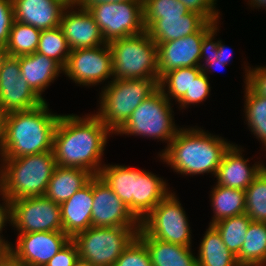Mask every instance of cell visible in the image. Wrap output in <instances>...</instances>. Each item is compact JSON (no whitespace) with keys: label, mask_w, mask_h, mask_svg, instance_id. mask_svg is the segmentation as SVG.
<instances>
[{"label":"cell","mask_w":266,"mask_h":266,"mask_svg":"<svg viewBox=\"0 0 266 266\" xmlns=\"http://www.w3.org/2000/svg\"><path fill=\"white\" fill-rule=\"evenodd\" d=\"M244 91L245 121L266 150V98L255 94L246 84Z\"/></svg>","instance_id":"obj_32"},{"label":"cell","mask_w":266,"mask_h":266,"mask_svg":"<svg viewBox=\"0 0 266 266\" xmlns=\"http://www.w3.org/2000/svg\"><path fill=\"white\" fill-rule=\"evenodd\" d=\"M49 111L45 101L35 108L6 114L3 157L0 160L52 151L61 115Z\"/></svg>","instance_id":"obj_3"},{"label":"cell","mask_w":266,"mask_h":266,"mask_svg":"<svg viewBox=\"0 0 266 266\" xmlns=\"http://www.w3.org/2000/svg\"><path fill=\"white\" fill-rule=\"evenodd\" d=\"M137 236L145 243L152 266H198L191 247L149 237L141 229Z\"/></svg>","instance_id":"obj_24"},{"label":"cell","mask_w":266,"mask_h":266,"mask_svg":"<svg viewBox=\"0 0 266 266\" xmlns=\"http://www.w3.org/2000/svg\"><path fill=\"white\" fill-rule=\"evenodd\" d=\"M63 72L76 84L88 87L98 85L109 78L113 79L109 44L71 50Z\"/></svg>","instance_id":"obj_12"},{"label":"cell","mask_w":266,"mask_h":266,"mask_svg":"<svg viewBox=\"0 0 266 266\" xmlns=\"http://www.w3.org/2000/svg\"><path fill=\"white\" fill-rule=\"evenodd\" d=\"M219 58L218 55H215V57L213 59H210V63H201L200 67L202 68V72L205 73L208 76V73L211 72V70L213 69V67L215 68V70H221L222 68H224L226 65H223V62L218 61L217 59ZM212 68V69H211ZM210 69V70H209Z\"/></svg>","instance_id":"obj_47"},{"label":"cell","mask_w":266,"mask_h":266,"mask_svg":"<svg viewBox=\"0 0 266 266\" xmlns=\"http://www.w3.org/2000/svg\"><path fill=\"white\" fill-rule=\"evenodd\" d=\"M143 170L125 165H105L98 176L106 182L112 191L124 202L134 215L135 180Z\"/></svg>","instance_id":"obj_26"},{"label":"cell","mask_w":266,"mask_h":266,"mask_svg":"<svg viewBox=\"0 0 266 266\" xmlns=\"http://www.w3.org/2000/svg\"><path fill=\"white\" fill-rule=\"evenodd\" d=\"M208 21L198 13L189 12L181 17H161L145 31L158 45L198 32Z\"/></svg>","instance_id":"obj_22"},{"label":"cell","mask_w":266,"mask_h":266,"mask_svg":"<svg viewBox=\"0 0 266 266\" xmlns=\"http://www.w3.org/2000/svg\"><path fill=\"white\" fill-rule=\"evenodd\" d=\"M93 227H140V221L98 175H93Z\"/></svg>","instance_id":"obj_15"},{"label":"cell","mask_w":266,"mask_h":266,"mask_svg":"<svg viewBox=\"0 0 266 266\" xmlns=\"http://www.w3.org/2000/svg\"><path fill=\"white\" fill-rule=\"evenodd\" d=\"M236 257L240 266L266 264V223L250 222L240 253Z\"/></svg>","instance_id":"obj_29"},{"label":"cell","mask_w":266,"mask_h":266,"mask_svg":"<svg viewBox=\"0 0 266 266\" xmlns=\"http://www.w3.org/2000/svg\"><path fill=\"white\" fill-rule=\"evenodd\" d=\"M74 266H94V265H92V264H91L90 262H88V261H85V260L79 258V259L75 262Z\"/></svg>","instance_id":"obj_52"},{"label":"cell","mask_w":266,"mask_h":266,"mask_svg":"<svg viewBox=\"0 0 266 266\" xmlns=\"http://www.w3.org/2000/svg\"><path fill=\"white\" fill-rule=\"evenodd\" d=\"M248 2L251 7H257L258 9L263 7V9H266V0H249Z\"/></svg>","instance_id":"obj_50"},{"label":"cell","mask_w":266,"mask_h":266,"mask_svg":"<svg viewBox=\"0 0 266 266\" xmlns=\"http://www.w3.org/2000/svg\"><path fill=\"white\" fill-rule=\"evenodd\" d=\"M171 104L158 88L147 99L142 101L115 134L160 139L166 141V143L168 142V146L181 129L173 121L174 111Z\"/></svg>","instance_id":"obj_7"},{"label":"cell","mask_w":266,"mask_h":266,"mask_svg":"<svg viewBox=\"0 0 266 266\" xmlns=\"http://www.w3.org/2000/svg\"><path fill=\"white\" fill-rule=\"evenodd\" d=\"M78 259L77 246L70 240L45 266H74Z\"/></svg>","instance_id":"obj_42"},{"label":"cell","mask_w":266,"mask_h":266,"mask_svg":"<svg viewBox=\"0 0 266 266\" xmlns=\"http://www.w3.org/2000/svg\"><path fill=\"white\" fill-rule=\"evenodd\" d=\"M6 114L0 110V156L3 157L4 131Z\"/></svg>","instance_id":"obj_49"},{"label":"cell","mask_w":266,"mask_h":266,"mask_svg":"<svg viewBox=\"0 0 266 266\" xmlns=\"http://www.w3.org/2000/svg\"><path fill=\"white\" fill-rule=\"evenodd\" d=\"M211 193V206L213 208L214 217L209 225L245 213L244 190L233 189L216 184Z\"/></svg>","instance_id":"obj_28"},{"label":"cell","mask_w":266,"mask_h":266,"mask_svg":"<svg viewBox=\"0 0 266 266\" xmlns=\"http://www.w3.org/2000/svg\"><path fill=\"white\" fill-rule=\"evenodd\" d=\"M69 4L74 3L75 0H66Z\"/></svg>","instance_id":"obj_54"},{"label":"cell","mask_w":266,"mask_h":266,"mask_svg":"<svg viewBox=\"0 0 266 266\" xmlns=\"http://www.w3.org/2000/svg\"><path fill=\"white\" fill-rule=\"evenodd\" d=\"M201 72V67L170 70L160 78L158 88L169 101H171L170 99H175V102H178L186 91H189L192 80H195Z\"/></svg>","instance_id":"obj_30"},{"label":"cell","mask_w":266,"mask_h":266,"mask_svg":"<svg viewBox=\"0 0 266 266\" xmlns=\"http://www.w3.org/2000/svg\"><path fill=\"white\" fill-rule=\"evenodd\" d=\"M242 151V148L233 143L225 151L215 174L216 184L245 191L265 167L260 162L254 163L251 167L248 164L249 160L242 156Z\"/></svg>","instance_id":"obj_18"},{"label":"cell","mask_w":266,"mask_h":266,"mask_svg":"<svg viewBox=\"0 0 266 266\" xmlns=\"http://www.w3.org/2000/svg\"><path fill=\"white\" fill-rule=\"evenodd\" d=\"M232 143L201 128H181L160 152V159L175 172L185 175L216 174L225 151Z\"/></svg>","instance_id":"obj_2"},{"label":"cell","mask_w":266,"mask_h":266,"mask_svg":"<svg viewBox=\"0 0 266 266\" xmlns=\"http://www.w3.org/2000/svg\"><path fill=\"white\" fill-rule=\"evenodd\" d=\"M19 65L20 76L40 98L46 101L41 95L63 72V67L55 60L37 52L19 56Z\"/></svg>","instance_id":"obj_21"},{"label":"cell","mask_w":266,"mask_h":266,"mask_svg":"<svg viewBox=\"0 0 266 266\" xmlns=\"http://www.w3.org/2000/svg\"><path fill=\"white\" fill-rule=\"evenodd\" d=\"M7 51L5 47L0 46V70L4 59L7 57Z\"/></svg>","instance_id":"obj_51"},{"label":"cell","mask_w":266,"mask_h":266,"mask_svg":"<svg viewBox=\"0 0 266 266\" xmlns=\"http://www.w3.org/2000/svg\"><path fill=\"white\" fill-rule=\"evenodd\" d=\"M114 266H152L145 243L136 236L124 249Z\"/></svg>","instance_id":"obj_37"},{"label":"cell","mask_w":266,"mask_h":266,"mask_svg":"<svg viewBox=\"0 0 266 266\" xmlns=\"http://www.w3.org/2000/svg\"><path fill=\"white\" fill-rule=\"evenodd\" d=\"M189 10L178 0H143V25L145 30L161 17H181Z\"/></svg>","instance_id":"obj_36"},{"label":"cell","mask_w":266,"mask_h":266,"mask_svg":"<svg viewBox=\"0 0 266 266\" xmlns=\"http://www.w3.org/2000/svg\"><path fill=\"white\" fill-rule=\"evenodd\" d=\"M20 75L19 57L7 55L0 70V110L5 114L29 110L45 102Z\"/></svg>","instance_id":"obj_13"},{"label":"cell","mask_w":266,"mask_h":266,"mask_svg":"<svg viewBox=\"0 0 266 266\" xmlns=\"http://www.w3.org/2000/svg\"><path fill=\"white\" fill-rule=\"evenodd\" d=\"M9 248L0 240V256L6 253Z\"/></svg>","instance_id":"obj_53"},{"label":"cell","mask_w":266,"mask_h":266,"mask_svg":"<svg viewBox=\"0 0 266 266\" xmlns=\"http://www.w3.org/2000/svg\"><path fill=\"white\" fill-rule=\"evenodd\" d=\"M14 21L40 30L60 26L61 17L69 5L66 0H12Z\"/></svg>","instance_id":"obj_19"},{"label":"cell","mask_w":266,"mask_h":266,"mask_svg":"<svg viewBox=\"0 0 266 266\" xmlns=\"http://www.w3.org/2000/svg\"><path fill=\"white\" fill-rule=\"evenodd\" d=\"M188 217L170 192L141 222L140 229L149 237L180 246H191Z\"/></svg>","instance_id":"obj_9"},{"label":"cell","mask_w":266,"mask_h":266,"mask_svg":"<svg viewBox=\"0 0 266 266\" xmlns=\"http://www.w3.org/2000/svg\"><path fill=\"white\" fill-rule=\"evenodd\" d=\"M0 192L10 201L44 196L57 166L53 151L1 159Z\"/></svg>","instance_id":"obj_4"},{"label":"cell","mask_w":266,"mask_h":266,"mask_svg":"<svg viewBox=\"0 0 266 266\" xmlns=\"http://www.w3.org/2000/svg\"><path fill=\"white\" fill-rule=\"evenodd\" d=\"M216 23L204 36L201 43L200 64L201 62L210 63V59H213L217 55L218 41H213L219 26Z\"/></svg>","instance_id":"obj_43"},{"label":"cell","mask_w":266,"mask_h":266,"mask_svg":"<svg viewBox=\"0 0 266 266\" xmlns=\"http://www.w3.org/2000/svg\"><path fill=\"white\" fill-rule=\"evenodd\" d=\"M0 266H21L10 250L0 256Z\"/></svg>","instance_id":"obj_48"},{"label":"cell","mask_w":266,"mask_h":266,"mask_svg":"<svg viewBox=\"0 0 266 266\" xmlns=\"http://www.w3.org/2000/svg\"><path fill=\"white\" fill-rule=\"evenodd\" d=\"M160 79H124L108 81L100 93V108L95 114L116 133L132 112L158 89Z\"/></svg>","instance_id":"obj_5"},{"label":"cell","mask_w":266,"mask_h":266,"mask_svg":"<svg viewBox=\"0 0 266 266\" xmlns=\"http://www.w3.org/2000/svg\"><path fill=\"white\" fill-rule=\"evenodd\" d=\"M91 177L92 175L87 170L57 165L44 196L61 204L71 198Z\"/></svg>","instance_id":"obj_25"},{"label":"cell","mask_w":266,"mask_h":266,"mask_svg":"<svg viewBox=\"0 0 266 266\" xmlns=\"http://www.w3.org/2000/svg\"><path fill=\"white\" fill-rule=\"evenodd\" d=\"M0 195L3 199V204H0V233L2 232L3 227L5 228L6 223L11 224V201L7 199L1 192ZM9 221V222H8ZM0 234V240L9 248L12 244L5 241Z\"/></svg>","instance_id":"obj_44"},{"label":"cell","mask_w":266,"mask_h":266,"mask_svg":"<svg viewBox=\"0 0 266 266\" xmlns=\"http://www.w3.org/2000/svg\"><path fill=\"white\" fill-rule=\"evenodd\" d=\"M228 48L229 47H225V45L222 44V41L219 40L217 47V55L219 58L217 60L223 62V65H228L231 60L232 52Z\"/></svg>","instance_id":"obj_46"},{"label":"cell","mask_w":266,"mask_h":266,"mask_svg":"<svg viewBox=\"0 0 266 266\" xmlns=\"http://www.w3.org/2000/svg\"><path fill=\"white\" fill-rule=\"evenodd\" d=\"M216 23L218 22H207L196 33L158 44L159 79L170 70L200 67V53L203 36Z\"/></svg>","instance_id":"obj_16"},{"label":"cell","mask_w":266,"mask_h":266,"mask_svg":"<svg viewBox=\"0 0 266 266\" xmlns=\"http://www.w3.org/2000/svg\"><path fill=\"white\" fill-rule=\"evenodd\" d=\"M248 68V69H247ZM244 83L257 95L266 98V66L245 68Z\"/></svg>","instance_id":"obj_40"},{"label":"cell","mask_w":266,"mask_h":266,"mask_svg":"<svg viewBox=\"0 0 266 266\" xmlns=\"http://www.w3.org/2000/svg\"><path fill=\"white\" fill-rule=\"evenodd\" d=\"M60 27L71 50L107 44L92 14L88 10L77 8L74 3L63 11Z\"/></svg>","instance_id":"obj_17"},{"label":"cell","mask_w":266,"mask_h":266,"mask_svg":"<svg viewBox=\"0 0 266 266\" xmlns=\"http://www.w3.org/2000/svg\"><path fill=\"white\" fill-rule=\"evenodd\" d=\"M11 219L19 234L63 231L60 204L45 196L12 200Z\"/></svg>","instance_id":"obj_11"},{"label":"cell","mask_w":266,"mask_h":266,"mask_svg":"<svg viewBox=\"0 0 266 266\" xmlns=\"http://www.w3.org/2000/svg\"><path fill=\"white\" fill-rule=\"evenodd\" d=\"M106 43L135 36L145 31L143 25V0L119 3H101L88 10Z\"/></svg>","instance_id":"obj_10"},{"label":"cell","mask_w":266,"mask_h":266,"mask_svg":"<svg viewBox=\"0 0 266 266\" xmlns=\"http://www.w3.org/2000/svg\"><path fill=\"white\" fill-rule=\"evenodd\" d=\"M197 255L198 266H240L213 225L205 232Z\"/></svg>","instance_id":"obj_27"},{"label":"cell","mask_w":266,"mask_h":266,"mask_svg":"<svg viewBox=\"0 0 266 266\" xmlns=\"http://www.w3.org/2000/svg\"><path fill=\"white\" fill-rule=\"evenodd\" d=\"M209 78L205 73L201 72L195 80H192L189 91L178 101L180 108H186L189 105H194L205 101L211 91Z\"/></svg>","instance_id":"obj_38"},{"label":"cell","mask_w":266,"mask_h":266,"mask_svg":"<svg viewBox=\"0 0 266 266\" xmlns=\"http://www.w3.org/2000/svg\"><path fill=\"white\" fill-rule=\"evenodd\" d=\"M14 22L12 0H0V46L6 47L10 30Z\"/></svg>","instance_id":"obj_41"},{"label":"cell","mask_w":266,"mask_h":266,"mask_svg":"<svg viewBox=\"0 0 266 266\" xmlns=\"http://www.w3.org/2000/svg\"><path fill=\"white\" fill-rule=\"evenodd\" d=\"M41 31L31 25L14 21L5 47L7 54L19 57L36 52Z\"/></svg>","instance_id":"obj_31"},{"label":"cell","mask_w":266,"mask_h":266,"mask_svg":"<svg viewBox=\"0 0 266 266\" xmlns=\"http://www.w3.org/2000/svg\"><path fill=\"white\" fill-rule=\"evenodd\" d=\"M189 12H195L202 15L208 22H219L220 12L216 11L217 0H178Z\"/></svg>","instance_id":"obj_39"},{"label":"cell","mask_w":266,"mask_h":266,"mask_svg":"<svg viewBox=\"0 0 266 266\" xmlns=\"http://www.w3.org/2000/svg\"><path fill=\"white\" fill-rule=\"evenodd\" d=\"M113 134L94 114L82 118L78 115H61L54 133L53 154L61 167L87 170L98 175L108 135Z\"/></svg>","instance_id":"obj_1"},{"label":"cell","mask_w":266,"mask_h":266,"mask_svg":"<svg viewBox=\"0 0 266 266\" xmlns=\"http://www.w3.org/2000/svg\"><path fill=\"white\" fill-rule=\"evenodd\" d=\"M166 181L149 171L135 180L134 216L141 222L169 193Z\"/></svg>","instance_id":"obj_23"},{"label":"cell","mask_w":266,"mask_h":266,"mask_svg":"<svg viewBox=\"0 0 266 266\" xmlns=\"http://www.w3.org/2000/svg\"><path fill=\"white\" fill-rule=\"evenodd\" d=\"M108 44L112 54V80L159 79L158 47L146 31Z\"/></svg>","instance_id":"obj_6"},{"label":"cell","mask_w":266,"mask_h":266,"mask_svg":"<svg viewBox=\"0 0 266 266\" xmlns=\"http://www.w3.org/2000/svg\"><path fill=\"white\" fill-rule=\"evenodd\" d=\"M36 52L66 66L71 49L60 26L41 31Z\"/></svg>","instance_id":"obj_35"},{"label":"cell","mask_w":266,"mask_h":266,"mask_svg":"<svg viewBox=\"0 0 266 266\" xmlns=\"http://www.w3.org/2000/svg\"><path fill=\"white\" fill-rule=\"evenodd\" d=\"M140 227H89L71 240L79 258L94 266H114L124 249L137 236Z\"/></svg>","instance_id":"obj_8"},{"label":"cell","mask_w":266,"mask_h":266,"mask_svg":"<svg viewBox=\"0 0 266 266\" xmlns=\"http://www.w3.org/2000/svg\"><path fill=\"white\" fill-rule=\"evenodd\" d=\"M251 221L252 220L244 213L238 216L223 219L213 224L220 233L225 246L235 256L240 253Z\"/></svg>","instance_id":"obj_33"},{"label":"cell","mask_w":266,"mask_h":266,"mask_svg":"<svg viewBox=\"0 0 266 266\" xmlns=\"http://www.w3.org/2000/svg\"><path fill=\"white\" fill-rule=\"evenodd\" d=\"M245 214L252 221L266 223V167L245 190Z\"/></svg>","instance_id":"obj_34"},{"label":"cell","mask_w":266,"mask_h":266,"mask_svg":"<svg viewBox=\"0 0 266 266\" xmlns=\"http://www.w3.org/2000/svg\"><path fill=\"white\" fill-rule=\"evenodd\" d=\"M128 0H75L74 4L79 6V8L84 10H89L91 7H94L101 3H119L126 2Z\"/></svg>","instance_id":"obj_45"},{"label":"cell","mask_w":266,"mask_h":266,"mask_svg":"<svg viewBox=\"0 0 266 266\" xmlns=\"http://www.w3.org/2000/svg\"><path fill=\"white\" fill-rule=\"evenodd\" d=\"M60 207L63 232L71 239L91 227L93 176L71 198L62 202Z\"/></svg>","instance_id":"obj_20"},{"label":"cell","mask_w":266,"mask_h":266,"mask_svg":"<svg viewBox=\"0 0 266 266\" xmlns=\"http://www.w3.org/2000/svg\"><path fill=\"white\" fill-rule=\"evenodd\" d=\"M70 240L63 231L18 234L9 250L21 266H45Z\"/></svg>","instance_id":"obj_14"}]
</instances>
